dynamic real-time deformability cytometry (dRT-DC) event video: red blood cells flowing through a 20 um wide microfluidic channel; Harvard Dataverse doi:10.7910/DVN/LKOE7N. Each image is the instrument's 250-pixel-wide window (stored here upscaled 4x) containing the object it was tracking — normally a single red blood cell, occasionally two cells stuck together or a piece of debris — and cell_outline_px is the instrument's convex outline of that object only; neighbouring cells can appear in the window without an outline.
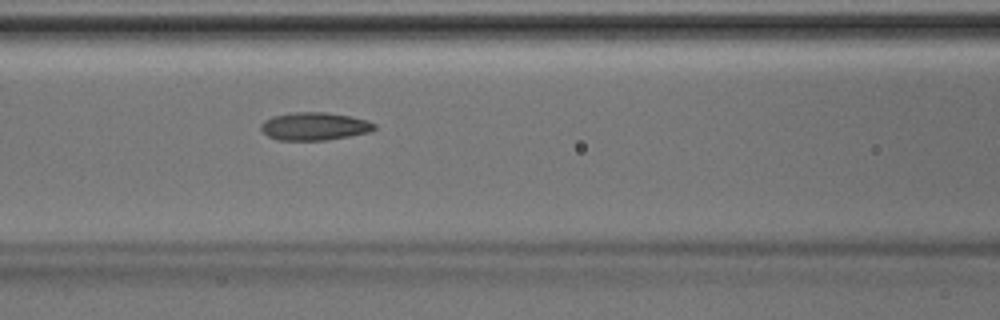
{"species": "Egyptian fruit bat (a non-hibernating species)", "species_latin": "Rousettus aegyptiacus", "temperature_condition": "room temperature", "stored_images_in_passage": 33, "camera_frame_rate_fps": 3000, "um_per_image_px": 0.085, "animal": {"sex": "male"}, "frame": {"image": 1, "passage_image": 15, "time_ms": 4.667, "image_size_px": [1000, 320], "cell_outline_px": [[376, 128], [372, 132], [324, 140], [276, 140], [268, 136], [260, 128], [260, 124], [264, 120], [272, 116], [292, 112], [324, 112], [348, 116], [368, 120], [376, 124]], "centroid_in_image_um": [26.72, 10.73], "position_along_channel_um": 139.9, "area_um2": 18.5}}